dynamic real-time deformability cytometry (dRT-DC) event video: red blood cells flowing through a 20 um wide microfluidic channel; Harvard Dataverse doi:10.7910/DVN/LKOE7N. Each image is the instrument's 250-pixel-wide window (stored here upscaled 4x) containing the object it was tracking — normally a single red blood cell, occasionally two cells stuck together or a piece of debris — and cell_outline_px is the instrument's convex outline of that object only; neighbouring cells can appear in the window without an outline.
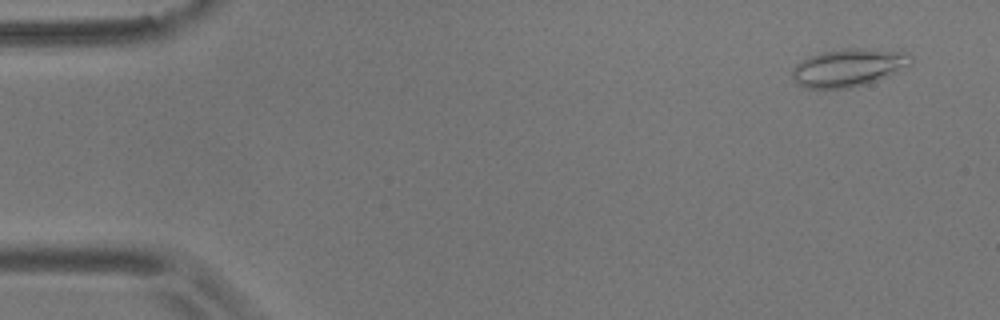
{"species": "common noctule bat (a hibernating species)", "species_latin": "Nyctalus noctula", "temperature_condition": "room temperature", "stored_images_in_passage": 55, "camera_frame_rate_fps": 3000, "um_per_image_px": 0.085, "animal": {"sex": "male", "body_mass_g": 17.9}, "frame": {"image": 1, "passage_image": 3, "time_ms": 0.667, "image_size_px": [1000, 320], "cell_outline_px": [[912, 64], [888, 76], [848, 88], [808, 88], [800, 84], [792, 76], [792, 68], [796, 64], [820, 52], [848, 48], [900, 48], [912, 56]], "centroid_in_image_um": [72.22, 5.7], "position_along_channel_um": 12.8, "area_um2": 26.24}}
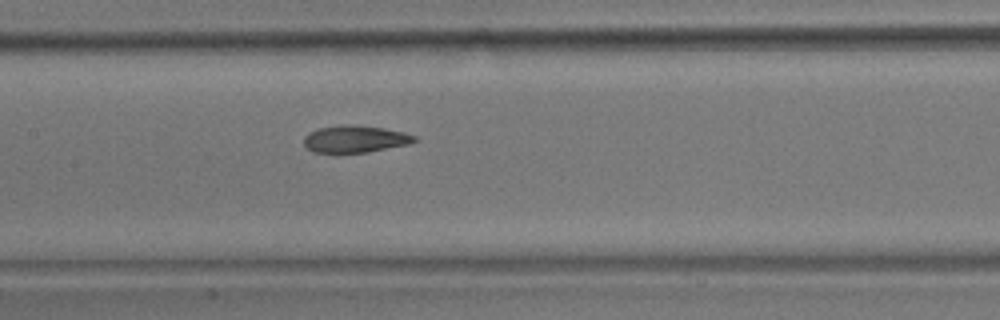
{"frame": {"image": 2, "passage_image": 26, "time_ms": 8.333, "image_size_px": [1000, 320], "cell_outline_px": [[416, 140], [408, 144], [368, 152], [312, 152], [304, 144], [304, 136], [308, 132], [320, 128], [348, 124], [384, 128], [404, 132], [416, 136]], "centroid_in_image_um": [30.18, 11.81], "position_along_channel_um": 177.2, "area_um2": 17.22}}
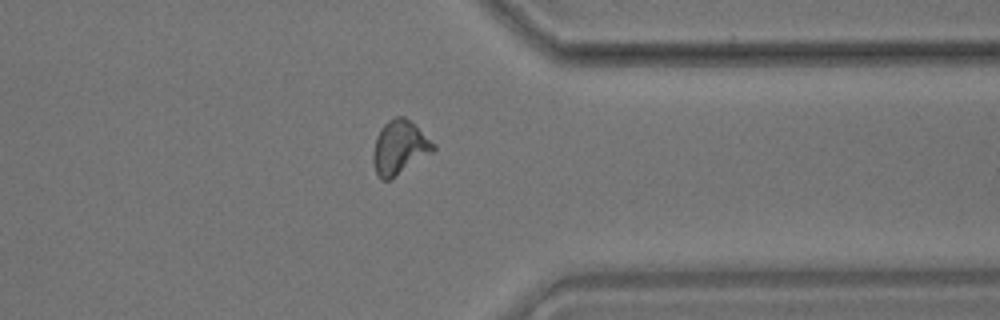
{"frame": {"image": 3, "passage_image": 43, "time_ms": 14.0, "image_size_px": [1000, 320], "cell_outline_px": [[436, 148], [432, 152], [388, 180], [380, 180], [376, 172], [372, 160], [372, 152], [376, 136], [380, 128], [388, 120], [396, 116], [404, 116], [436, 144]], "centroid_in_image_um": [33.92, 12.52], "position_along_channel_um": 377.5, "area_um2": 18.67}, "authors_computed_cell_mechanics": {"area_um2": 18.1492, "velocity_mm_per_s": 3.6377, "shape_relaxation_time_tau1_ms": 9.3468, "shape_relaxation_time_tau2_ms": 1.9211, "deformation_change_tau1": 0.2223, "deformation_change_tau2": 0.0867}}